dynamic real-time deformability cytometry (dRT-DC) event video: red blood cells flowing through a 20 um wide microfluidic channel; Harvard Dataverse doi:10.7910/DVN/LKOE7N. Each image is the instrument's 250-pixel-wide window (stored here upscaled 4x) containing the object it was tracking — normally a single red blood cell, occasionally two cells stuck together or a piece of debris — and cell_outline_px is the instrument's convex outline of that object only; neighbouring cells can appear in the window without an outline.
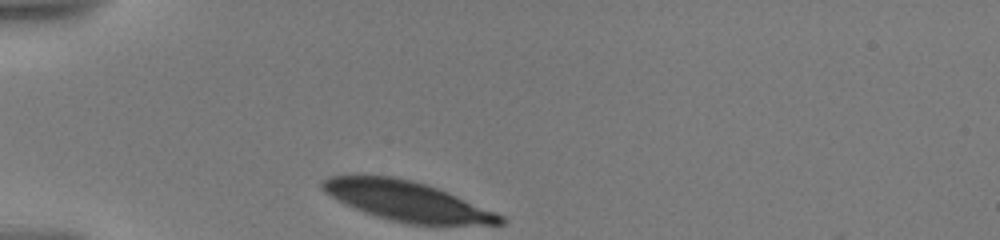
{"species": "human", "species_latin": "Homo sapiens", "temperature_condition": "warm", "stored_images_in_passage": 33, "camera_frame_rate_fps": 3000, "um_per_image_px": 0.085, "donor": {"sex": "male"}, "frame": {"image": 1, "passage_image": 1, "time_ms": 0.0, "image_size_px": [1000, 240], "cell_outline_px": [[508, 220], [504, 224], [404, 224], [388, 220], [364, 212], [324, 192], [320, 188], [320, 184], [324, 180], [332, 176], [392, 176], [412, 180], [436, 188], [496, 212], [504, 216]], "centroid_in_image_um": [34.62, 17.11], "position_along_channel_um": 50.4, "area_um2": 40.4}}
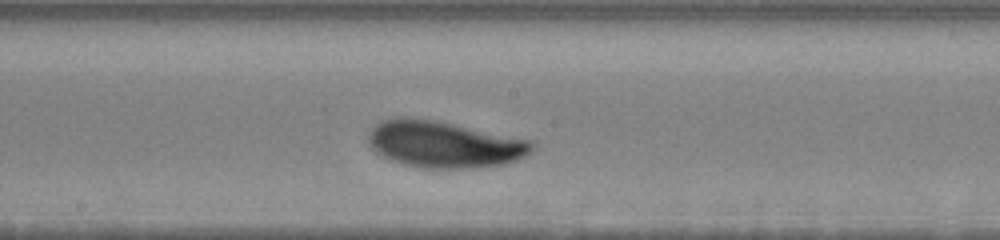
{"frame": {"image": 2, "passage_image": 21, "time_ms": 5.333, "image_size_px": [1000, 240], "cell_outline_px": [[532, 148], [524, 156], [516, 160], [500, 164], [472, 168], [424, 168], [404, 164], [380, 156], [368, 144], [368, 136], [372, 128], [376, 124], [384, 120], [400, 116], [404, 116], [432, 120], [532, 140]], "centroid_in_image_um": [37.69, 12.26], "position_along_channel_um": 210.5, "area_um2": 43.93}}
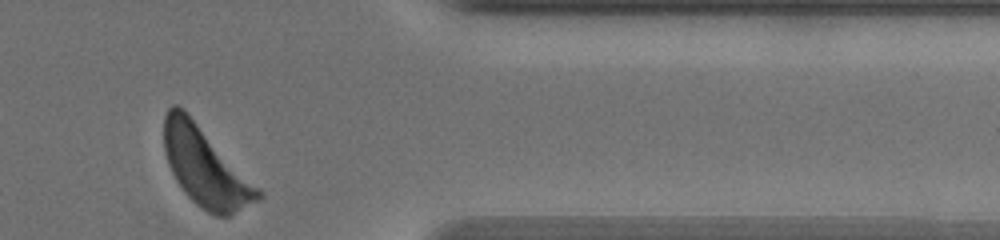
{"frame": {"image": 3, "passage_image": 33, "time_ms": 11.0, "image_size_px": [1000, 240], "cell_outline_px": [[264, 196], [260, 200], [228, 216], [216, 216], [208, 212], [196, 204], [184, 192], [176, 180], [168, 164], [164, 152], [164, 116], [168, 108], [172, 104], [176, 104], [184, 108], [264, 192]], "centroid_in_image_um": [17.47, 14.18], "position_along_channel_um": 393.9, "area_um2": 43.23}, "authors_computed_cell_mechanics": {"area_um2": 44.217, "velocity_mm_per_s": 3.48, "shape_relaxation_time_tau1_ms": 2.4319, "shape_relaxation_time_tau2_ms": null, "deformation_change_tau1": 0.1321, "deformation_change_tau2": null}}